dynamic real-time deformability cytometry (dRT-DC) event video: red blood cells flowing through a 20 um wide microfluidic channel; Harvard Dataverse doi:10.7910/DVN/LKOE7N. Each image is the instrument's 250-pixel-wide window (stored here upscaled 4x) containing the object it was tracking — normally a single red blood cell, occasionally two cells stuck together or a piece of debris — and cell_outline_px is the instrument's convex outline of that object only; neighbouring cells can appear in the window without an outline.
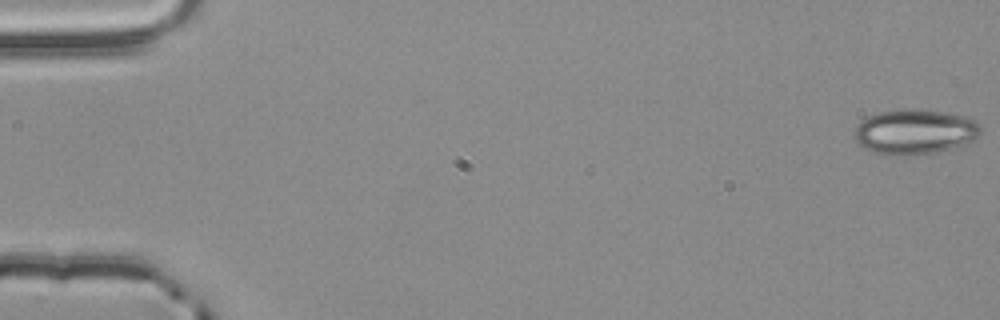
{"species": "common noctule bat (a hibernating species)", "species_latin": "Nyctalus noctula", "temperature_condition": "room temperature", "stored_images_in_passage": 16, "camera_frame_rate_fps": 3000, "um_per_image_px": 0.085, "animal": {"sex": "male", "body_mass_g": 20.4}, "frame": {"image": 1, "passage_image": 1, "time_ms": 0.0, "image_size_px": [1000, 320], "cell_outline_px": [[980, 132], [972, 140], [948, 148], [932, 152], [904, 156], [896, 156], [876, 152], [864, 148], [852, 136], [856, 128], [868, 116], [880, 112], [900, 108], [912, 108], [944, 112], [964, 116], [972, 120], [980, 128]], "centroid_in_image_um": [77.69, 11.18], "position_along_channel_um": 7.3, "area_um2": 32.48}}